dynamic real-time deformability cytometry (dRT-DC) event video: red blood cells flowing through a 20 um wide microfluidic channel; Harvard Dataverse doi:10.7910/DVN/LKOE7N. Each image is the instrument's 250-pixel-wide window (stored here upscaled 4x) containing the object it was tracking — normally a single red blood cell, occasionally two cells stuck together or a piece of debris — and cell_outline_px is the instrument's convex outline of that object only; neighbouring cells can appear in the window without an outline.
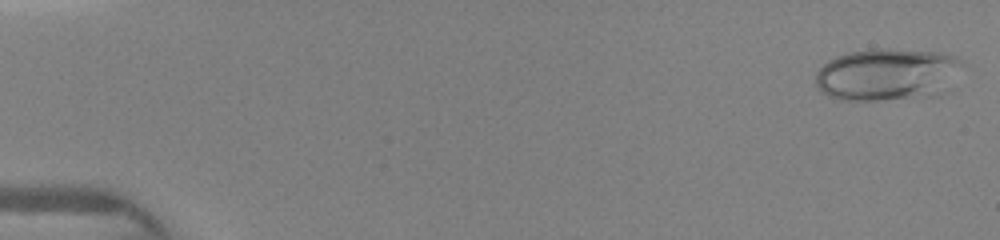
{"species": "human", "species_latin": "Homo sapiens", "temperature_condition": "warm", "stored_images_in_passage": 10, "camera_frame_rate_fps": 3000, "um_per_image_px": 0.085, "donor": {"sex": "female"}, "frame": {"image": 1, "passage_image": 1, "time_ms": 0.0, "image_size_px": [1000, 240], "cell_outline_px": [[964, 64], [940, 96], [876, 100], [840, 100], [828, 96], [820, 92], [816, 84], [816, 72], [828, 60], [836, 56], [848, 52], [884, 48], [940, 52], [956, 56]], "centroid_in_image_um": [75.41, 6.33], "position_along_channel_um": 9.6, "area_um2": 44.97}}